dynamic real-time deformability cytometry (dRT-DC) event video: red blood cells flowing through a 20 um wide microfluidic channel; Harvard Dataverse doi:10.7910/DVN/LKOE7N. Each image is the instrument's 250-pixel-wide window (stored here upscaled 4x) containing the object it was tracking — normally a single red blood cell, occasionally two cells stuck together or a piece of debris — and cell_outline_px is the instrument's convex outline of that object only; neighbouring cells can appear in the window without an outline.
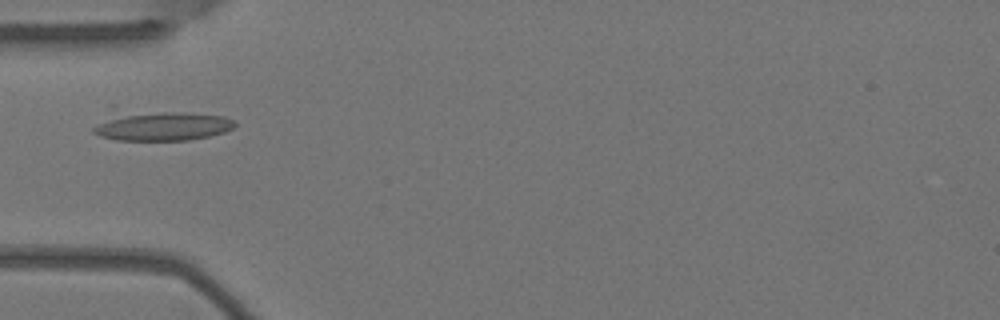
{"species": "Egyptian fruit bat (a non-hibernating species)", "species_latin": "Rousettus aegyptiacus", "temperature_condition": "warm", "stored_images_in_passage": 3, "camera_frame_rate_fps": 3000, "um_per_image_px": 0.085, "animal": {"sex": "female"}, "frame": {"image": 1, "passage_image": 3, "time_ms": 0.667, "image_size_px": [1000, 320], "cell_outline_px": [[236, 124], [232, 128], [224, 132], [208, 136], [188, 140], [116, 140], [100, 136], [92, 132], [92, 128], [112, 104], [224, 116], [236, 120]], "centroid_in_image_um": [13.46, 10.57], "position_along_channel_um": 71.5, "area_um2": 27.11}}